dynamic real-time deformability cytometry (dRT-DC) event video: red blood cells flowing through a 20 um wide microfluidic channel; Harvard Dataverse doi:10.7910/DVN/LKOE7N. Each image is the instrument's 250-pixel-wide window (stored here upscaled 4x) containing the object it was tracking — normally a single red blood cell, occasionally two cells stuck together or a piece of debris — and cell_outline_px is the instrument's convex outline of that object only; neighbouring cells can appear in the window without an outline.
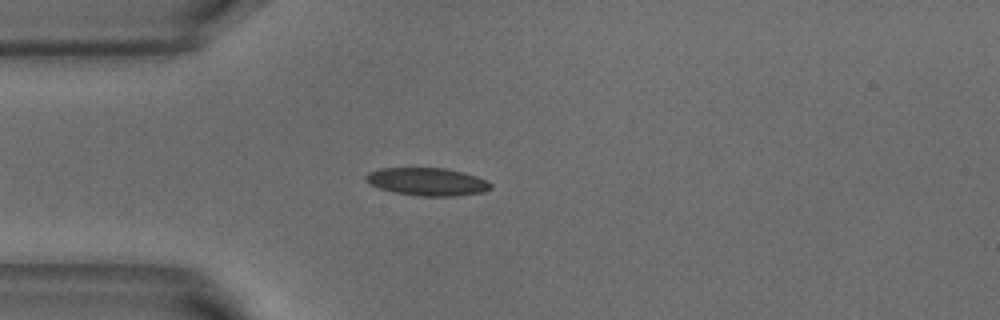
{"species": "common noctule bat (a hibernating species)", "species_latin": "Nyctalus noctula", "temperature_condition": "warm", "stored_images_in_passage": 4, "camera_frame_rate_fps": 3000, "um_per_image_px": 0.085, "animal": {"sex": "male", "body_mass_g": 18.8}, "frame": {"image": 1, "passage_image": 3, "time_ms": 0.667, "image_size_px": [1000, 320], "cell_outline_px": [[492, 188], [484, 192], [456, 196], [420, 196], [396, 192], [380, 188], [364, 180], [364, 176], [368, 172], [380, 168], [444, 168], [464, 172], [488, 180], [492, 184]], "centroid_in_image_um": [36.35, 15.44], "position_along_channel_um": 48.6, "area_um2": 20.29}}